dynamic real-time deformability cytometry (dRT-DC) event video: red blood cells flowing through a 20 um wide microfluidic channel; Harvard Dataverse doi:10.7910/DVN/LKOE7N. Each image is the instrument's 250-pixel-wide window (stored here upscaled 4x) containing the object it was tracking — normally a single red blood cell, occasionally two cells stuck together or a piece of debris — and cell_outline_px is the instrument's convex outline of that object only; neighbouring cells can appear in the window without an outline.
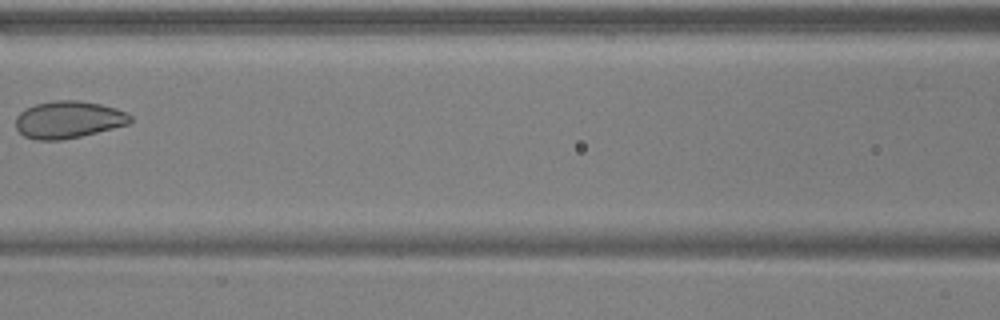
{"species": "common noctule bat (a hibernating species)", "species_latin": "Nyctalus noctula", "temperature_condition": "warm", "stored_images_in_passage": 6, "camera_frame_rate_fps": 3000, "um_per_image_px": 0.085, "animal": {"sex": "male", "body_mass_g": 17.9, "forearm_length_mm": 54.2}, "frame": {"image": 1, "passage_image": 5, "time_ms": 1.333, "image_size_px": [1000, 320], "cell_outline_px": [[132, 120], [128, 124], [80, 136], [60, 140], [36, 140], [24, 136], [16, 128], [16, 116], [20, 112], [36, 104], [56, 100], [76, 100], [100, 104], [116, 108], [128, 112], [132, 116]], "centroid_in_image_um": [5.82, 10.17], "position_along_channel_um": 160.8, "area_um2": 24.68}}
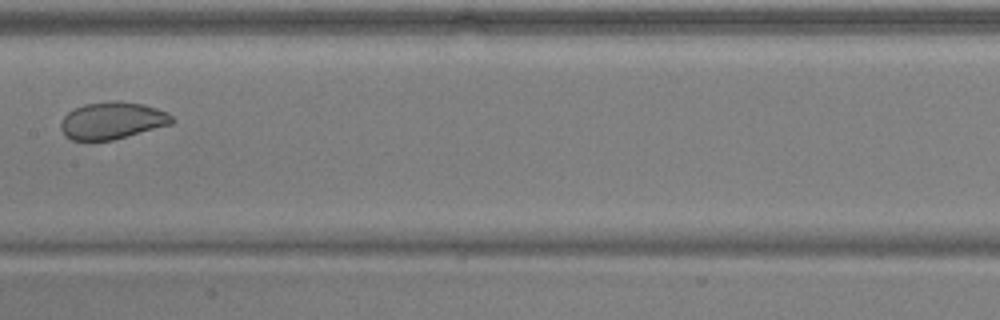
{"frame": {"image": 2, "passage_image": 6, "time_ms": 1.667, "image_size_px": [1000, 320], "cell_outline_px": [[176, 120], [172, 124], [112, 140], [72, 140], [64, 136], [60, 128], [60, 124], [64, 116], [68, 112], [84, 104], [144, 104], [168, 112]], "centroid_in_image_um": [9.54, 10.3], "position_along_channel_um": 197.9, "area_um2": 23.24}}